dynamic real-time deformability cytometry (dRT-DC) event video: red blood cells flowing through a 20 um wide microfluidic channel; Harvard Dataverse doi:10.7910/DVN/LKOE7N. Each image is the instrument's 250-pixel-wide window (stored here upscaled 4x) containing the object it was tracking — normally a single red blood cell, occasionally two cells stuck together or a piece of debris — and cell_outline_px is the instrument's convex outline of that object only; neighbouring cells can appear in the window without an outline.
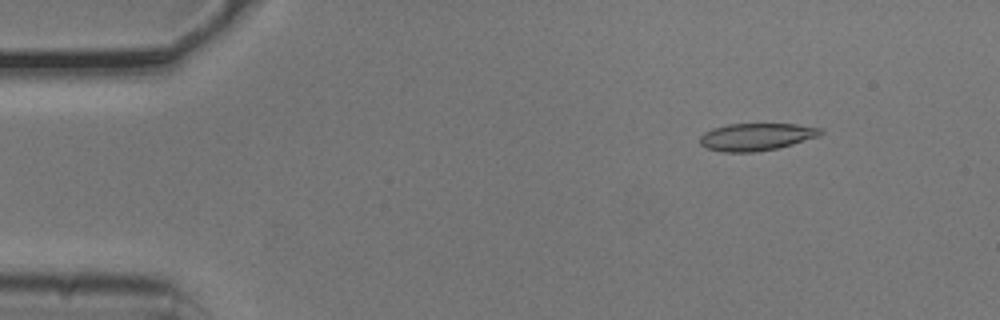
{"species": "common noctule bat (a hibernating species)", "species_latin": "Nyctalus noctula", "temperature_condition": "cold", "stored_images_in_passage": 48, "camera_frame_rate_fps": 3000, "um_per_image_px": 0.085, "animal": {"sex": "male", "body_mass_g": 20.5, "forearm_length_mm": 52.5}, "frame": {"image": 1, "passage_image": 7, "time_ms": 2.0, "image_size_px": [1000, 320], "cell_outline_px": [[824, 132], [820, 136], [792, 144], [776, 148], [752, 152], [724, 152], [708, 148], [700, 144], [700, 136], [704, 132], [712, 128], [728, 124], [796, 124], [820, 128]], "centroid_in_image_um": [64.28, 11.62], "position_along_channel_um": 20.7, "area_um2": 19.13}}
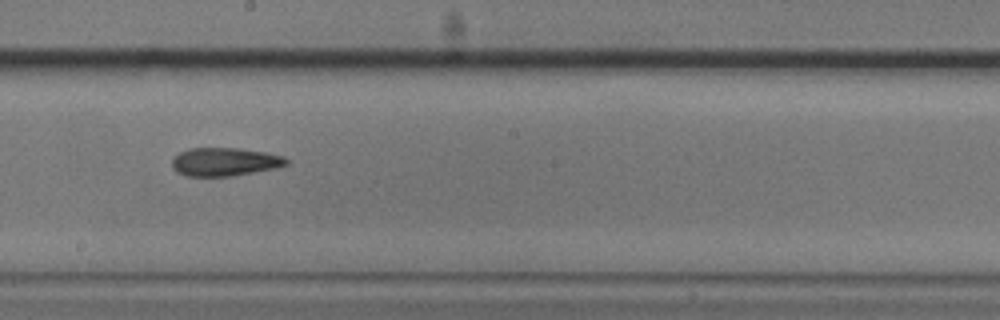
{"frame": {"image": 2, "passage_image": 30, "time_ms": 9.667, "image_size_px": [1000, 320], "cell_outline_px": [[288, 164], [276, 168], [232, 176], [184, 176], [176, 172], [172, 168], [172, 156], [188, 148], [236, 148], [264, 152], [284, 156], [288, 160]], "centroid_in_image_um": [19.06, 13.76], "position_along_channel_um": 229.1, "area_um2": 19.02}}
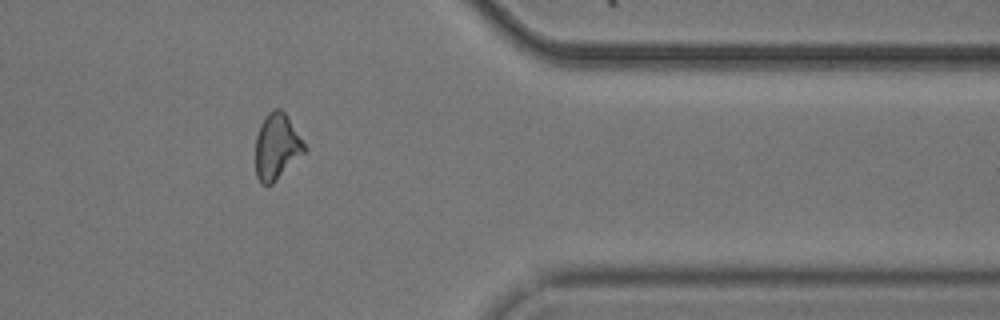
{"frame": {"image": 3, "passage_image": 44, "time_ms": 14.333, "image_size_px": [1000, 320], "cell_outline_px": [[304, 152], [272, 184], [260, 184], [256, 176], [256, 136], [260, 124], [268, 112], [276, 108], [280, 108], [284, 112], [304, 144]], "centroid_in_image_um": [23.47, 12.46], "position_along_channel_um": 387.9, "area_um2": 18.26}, "authors_computed_cell_mechanics": {"area_um2": 19.0162, "velocity_mm_per_s": 3.7667, "shape_relaxation_time_tau1_ms": null, "shape_relaxation_time_tau2_ms": 2.7603, "deformation_change_tau1": null, "deformation_change_tau2": 0.1045}}